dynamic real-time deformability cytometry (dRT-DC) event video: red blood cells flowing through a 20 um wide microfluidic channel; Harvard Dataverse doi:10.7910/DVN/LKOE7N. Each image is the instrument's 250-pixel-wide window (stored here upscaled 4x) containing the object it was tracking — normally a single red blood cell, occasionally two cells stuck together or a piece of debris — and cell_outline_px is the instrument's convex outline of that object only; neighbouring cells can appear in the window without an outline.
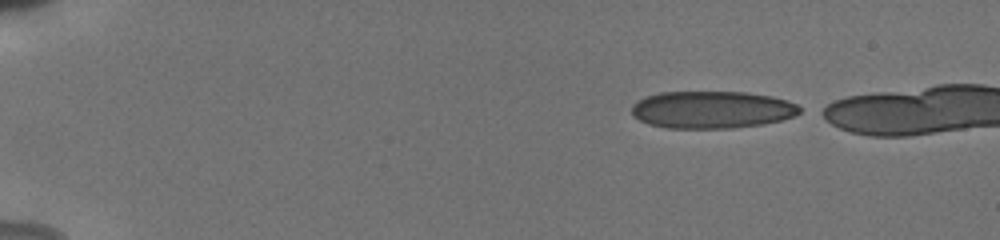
{"species": "human", "species_latin": "Homo sapiens", "temperature_condition": "cold", "stored_images_in_passage": 44, "camera_frame_rate_fps": 3000, "um_per_image_px": 0.085, "donor": {"sex": "male"}, "frame": {"image": 1, "passage_image": 1, "time_ms": 0.0, "image_size_px": [1000, 240], "cell_outline_px": [[800, 112], [792, 116], [780, 120], [764, 124], [732, 128], [668, 128], [648, 124], [632, 116], [632, 104], [636, 100], [660, 92], [744, 92], [772, 96], [788, 100], [796, 104], [800, 108]], "centroid_in_image_um": [60.49, 9.32], "position_along_channel_um": 24.5, "area_um2": 36.59}}
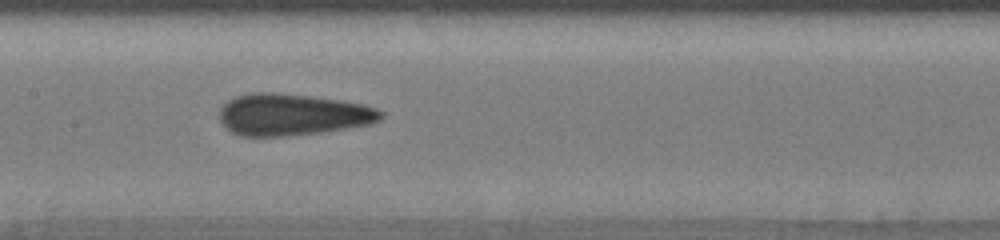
{"frame": {"image": 2, "passage_image": 22, "time_ms": 7.0, "image_size_px": [1000, 240], "cell_outline_px": [[384, 116], [380, 120], [372, 124], [320, 132], [284, 136], [240, 136], [224, 128], [220, 120], [220, 108], [228, 100], [236, 96], [252, 92], [272, 92], [312, 96], [340, 100], [364, 104], [376, 108], [384, 112]], "centroid_in_image_um": [24.86, 9.74], "position_along_channel_um": 182.5, "area_um2": 39.42}}
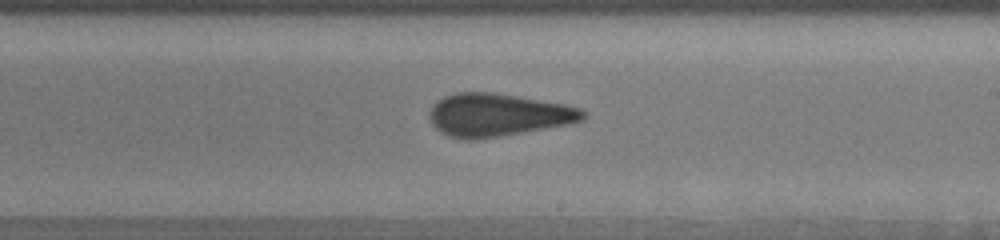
{"frame": {"image": 3, "passage_image": 27, "time_ms": 8.667, "image_size_px": [1000, 240], "cell_outline_px": [[588, 112], [584, 120], [568, 124], [524, 132], [476, 140], [472, 140], [448, 136], [440, 132], [432, 124], [428, 116], [432, 104], [436, 100], [444, 96], [456, 92], [496, 92], [564, 104], [580, 108]], "centroid_in_image_um": [42.3, 9.76], "position_along_channel_um": 246.7, "area_um2": 38.61}}